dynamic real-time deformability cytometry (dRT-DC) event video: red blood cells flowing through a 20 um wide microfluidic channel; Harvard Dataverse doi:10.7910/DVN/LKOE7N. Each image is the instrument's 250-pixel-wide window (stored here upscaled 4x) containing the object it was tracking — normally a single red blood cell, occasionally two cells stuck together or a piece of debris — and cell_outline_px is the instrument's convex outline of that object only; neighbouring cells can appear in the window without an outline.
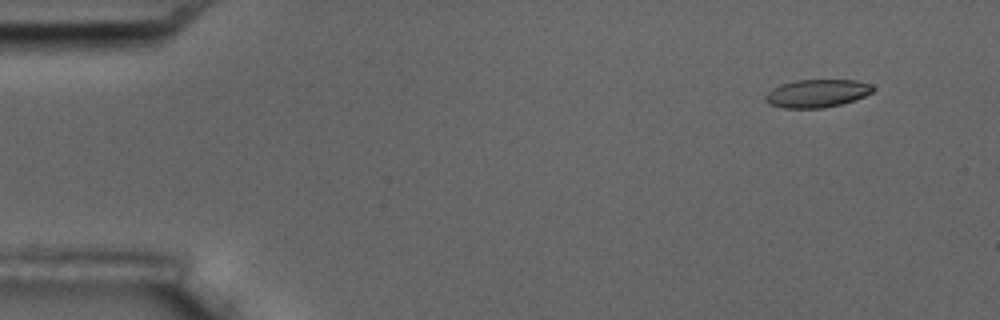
{"species": "common noctule bat (a hibernating species)", "species_latin": "Nyctalus noctula", "temperature_condition": "room temperature", "stored_images_in_passage": 12, "camera_frame_rate_fps": 3000, "um_per_image_px": 0.085, "animal": {"sex": "male", "body_mass_g": 17.5, "forearm_length_mm": 52.3}, "frame": {"image": 1, "passage_image": 2, "time_ms": 1.333, "image_size_px": [1000, 320], "cell_outline_px": [[876, 88], [872, 92], [856, 100], [840, 104], [820, 108], [784, 108], [768, 104], [764, 100], [764, 96], [772, 88], [780, 84], [796, 80], [856, 80], [872, 84]], "centroid_in_image_um": [69.44, 7.93], "position_along_channel_um": 15.6, "area_um2": 17.69}}
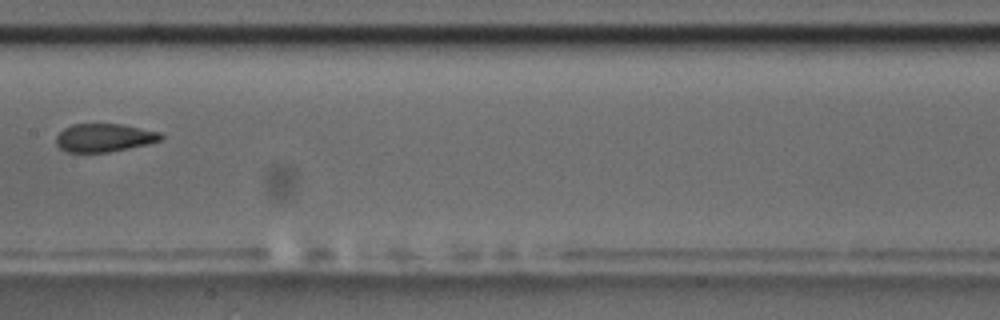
{"frame": {"image": 2, "passage_image": 9, "time_ms": 9.333, "image_size_px": [1000, 320], "cell_outline_px": [[164, 136], [160, 140], [148, 144], [108, 152], [68, 152], [60, 148], [56, 144], [56, 136], [64, 128], [72, 124], [120, 124], [160, 132]], "centroid_in_image_um": [8.84, 11.7], "position_along_channel_um": 198.6, "area_um2": 17.11}}
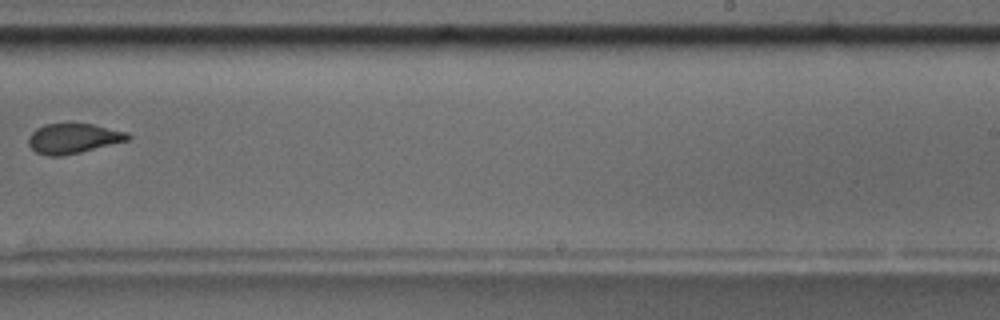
{"frame": {"image": 3, "passage_image": 11, "time_ms": 11.667, "image_size_px": [1000, 320], "cell_outline_px": [[132, 136], [128, 140], [80, 152], [60, 156], [48, 156], [36, 152], [28, 144], [28, 136], [36, 128], [44, 124], [92, 124], [128, 132]], "centroid_in_image_um": [6.21, 11.76], "position_along_channel_um": 282.8, "area_um2": 17.22}}